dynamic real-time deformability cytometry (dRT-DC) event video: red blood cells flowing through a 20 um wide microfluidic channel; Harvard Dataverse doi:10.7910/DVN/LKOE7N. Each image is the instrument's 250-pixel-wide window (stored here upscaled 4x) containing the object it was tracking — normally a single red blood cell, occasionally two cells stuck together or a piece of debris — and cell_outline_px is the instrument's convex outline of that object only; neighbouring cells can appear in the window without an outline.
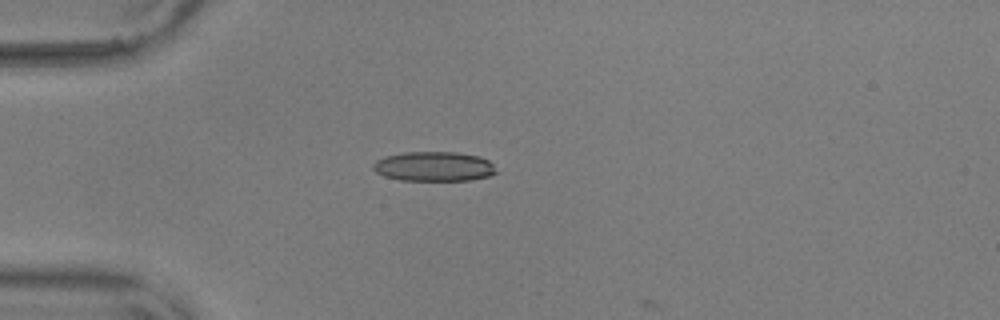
{"species": "common noctule bat (a hibernating species)", "species_latin": "Nyctalus noctula", "temperature_condition": "warm", "stored_images_in_passage": 2, "camera_frame_rate_fps": 3000, "um_per_image_px": 0.085, "animal": {"sex": "male", "body_mass_g": 17.9, "forearm_length_mm": 54.2}, "frame": {"image": 1, "passage_image": 1, "time_ms": 0.0, "image_size_px": [1000, 320], "cell_outline_px": [[496, 172], [488, 176], [468, 180], [400, 180], [384, 176], [376, 172], [372, 168], [372, 164], [376, 160], [384, 156], [404, 152], [456, 152], [480, 156], [488, 160], [492, 164]], "centroid_in_image_um": [36.84, 14.14], "position_along_channel_um": 48.2, "area_um2": 21.21}}